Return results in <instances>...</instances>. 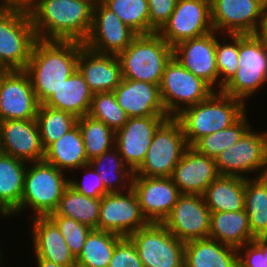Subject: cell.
I'll return each mask as SVG.
<instances>
[{
    "label": "cell",
    "mask_w": 267,
    "mask_h": 267,
    "mask_svg": "<svg viewBox=\"0 0 267 267\" xmlns=\"http://www.w3.org/2000/svg\"><path fill=\"white\" fill-rule=\"evenodd\" d=\"M0 244H1V243H0ZM1 248H2V246L0 245V266H1V267H4V266H2V265H4L2 262L5 261V260L2 259L3 256H4V255H3L4 253L2 252V249H1Z\"/></svg>",
    "instance_id": "52"
},
{
    "label": "cell",
    "mask_w": 267,
    "mask_h": 267,
    "mask_svg": "<svg viewBox=\"0 0 267 267\" xmlns=\"http://www.w3.org/2000/svg\"><path fill=\"white\" fill-rule=\"evenodd\" d=\"M88 115L102 121L115 132L128 120L126 112L117 103L113 91L94 93Z\"/></svg>",
    "instance_id": "41"
},
{
    "label": "cell",
    "mask_w": 267,
    "mask_h": 267,
    "mask_svg": "<svg viewBox=\"0 0 267 267\" xmlns=\"http://www.w3.org/2000/svg\"><path fill=\"white\" fill-rule=\"evenodd\" d=\"M101 198L82 195L70 185L64 191L57 209L49 215H63L73 218L97 230Z\"/></svg>",
    "instance_id": "34"
},
{
    "label": "cell",
    "mask_w": 267,
    "mask_h": 267,
    "mask_svg": "<svg viewBox=\"0 0 267 267\" xmlns=\"http://www.w3.org/2000/svg\"><path fill=\"white\" fill-rule=\"evenodd\" d=\"M267 6V0H260Z\"/></svg>",
    "instance_id": "53"
},
{
    "label": "cell",
    "mask_w": 267,
    "mask_h": 267,
    "mask_svg": "<svg viewBox=\"0 0 267 267\" xmlns=\"http://www.w3.org/2000/svg\"><path fill=\"white\" fill-rule=\"evenodd\" d=\"M122 238L112 232L93 229L76 258V267H108L116 244Z\"/></svg>",
    "instance_id": "35"
},
{
    "label": "cell",
    "mask_w": 267,
    "mask_h": 267,
    "mask_svg": "<svg viewBox=\"0 0 267 267\" xmlns=\"http://www.w3.org/2000/svg\"><path fill=\"white\" fill-rule=\"evenodd\" d=\"M248 104L221 91L183 109L175 118L180 122L188 146L203 136L213 134L234 124L246 111Z\"/></svg>",
    "instance_id": "3"
},
{
    "label": "cell",
    "mask_w": 267,
    "mask_h": 267,
    "mask_svg": "<svg viewBox=\"0 0 267 267\" xmlns=\"http://www.w3.org/2000/svg\"><path fill=\"white\" fill-rule=\"evenodd\" d=\"M77 124L83 138L85 153L89 161L115 147V131L102 121L85 115L78 118Z\"/></svg>",
    "instance_id": "37"
},
{
    "label": "cell",
    "mask_w": 267,
    "mask_h": 267,
    "mask_svg": "<svg viewBox=\"0 0 267 267\" xmlns=\"http://www.w3.org/2000/svg\"><path fill=\"white\" fill-rule=\"evenodd\" d=\"M78 118L69 112L39 105L36 122L45 150L77 124Z\"/></svg>",
    "instance_id": "36"
},
{
    "label": "cell",
    "mask_w": 267,
    "mask_h": 267,
    "mask_svg": "<svg viewBox=\"0 0 267 267\" xmlns=\"http://www.w3.org/2000/svg\"><path fill=\"white\" fill-rule=\"evenodd\" d=\"M117 57L122 78L159 86L173 48L157 32L138 34Z\"/></svg>",
    "instance_id": "5"
},
{
    "label": "cell",
    "mask_w": 267,
    "mask_h": 267,
    "mask_svg": "<svg viewBox=\"0 0 267 267\" xmlns=\"http://www.w3.org/2000/svg\"><path fill=\"white\" fill-rule=\"evenodd\" d=\"M108 193L124 192L132 187L134 173L126 166L117 149L113 147L89 162Z\"/></svg>",
    "instance_id": "32"
},
{
    "label": "cell",
    "mask_w": 267,
    "mask_h": 267,
    "mask_svg": "<svg viewBox=\"0 0 267 267\" xmlns=\"http://www.w3.org/2000/svg\"><path fill=\"white\" fill-rule=\"evenodd\" d=\"M212 31L210 0H177L169 20L157 33L173 48Z\"/></svg>",
    "instance_id": "13"
},
{
    "label": "cell",
    "mask_w": 267,
    "mask_h": 267,
    "mask_svg": "<svg viewBox=\"0 0 267 267\" xmlns=\"http://www.w3.org/2000/svg\"><path fill=\"white\" fill-rule=\"evenodd\" d=\"M30 164L28 163L25 173L20 207L10 218L21 215L20 213H24L28 208L32 210L29 219L47 217L57 209L64 191L69 186L68 175L54 165L44 160Z\"/></svg>",
    "instance_id": "4"
},
{
    "label": "cell",
    "mask_w": 267,
    "mask_h": 267,
    "mask_svg": "<svg viewBox=\"0 0 267 267\" xmlns=\"http://www.w3.org/2000/svg\"><path fill=\"white\" fill-rule=\"evenodd\" d=\"M113 92L128 118L168 116L158 85L122 78Z\"/></svg>",
    "instance_id": "23"
},
{
    "label": "cell",
    "mask_w": 267,
    "mask_h": 267,
    "mask_svg": "<svg viewBox=\"0 0 267 267\" xmlns=\"http://www.w3.org/2000/svg\"><path fill=\"white\" fill-rule=\"evenodd\" d=\"M188 144L180 122L167 118L154 133L142 165L133 176L171 177Z\"/></svg>",
    "instance_id": "8"
},
{
    "label": "cell",
    "mask_w": 267,
    "mask_h": 267,
    "mask_svg": "<svg viewBox=\"0 0 267 267\" xmlns=\"http://www.w3.org/2000/svg\"><path fill=\"white\" fill-rule=\"evenodd\" d=\"M34 0H0V7H18L28 9Z\"/></svg>",
    "instance_id": "47"
},
{
    "label": "cell",
    "mask_w": 267,
    "mask_h": 267,
    "mask_svg": "<svg viewBox=\"0 0 267 267\" xmlns=\"http://www.w3.org/2000/svg\"><path fill=\"white\" fill-rule=\"evenodd\" d=\"M36 260V265L37 267H65V266H60L58 264H56L55 262L43 259V258H39L38 256L34 257Z\"/></svg>",
    "instance_id": "48"
},
{
    "label": "cell",
    "mask_w": 267,
    "mask_h": 267,
    "mask_svg": "<svg viewBox=\"0 0 267 267\" xmlns=\"http://www.w3.org/2000/svg\"><path fill=\"white\" fill-rule=\"evenodd\" d=\"M239 69L221 92L247 104L267 84V46L259 34H238Z\"/></svg>",
    "instance_id": "6"
},
{
    "label": "cell",
    "mask_w": 267,
    "mask_h": 267,
    "mask_svg": "<svg viewBox=\"0 0 267 267\" xmlns=\"http://www.w3.org/2000/svg\"><path fill=\"white\" fill-rule=\"evenodd\" d=\"M8 71L9 70L0 61V74H4V73H6Z\"/></svg>",
    "instance_id": "51"
},
{
    "label": "cell",
    "mask_w": 267,
    "mask_h": 267,
    "mask_svg": "<svg viewBox=\"0 0 267 267\" xmlns=\"http://www.w3.org/2000/svg\"><path fill=\"white\" fill-rule=\"evenodd\" d=\"M96 0H34L28 8L37 39L84 43Z\"/></svg>",
    "instance_id": "1"
},
{
    "label": "cell",
    "mask_w": 267,
    "mask_h": 267,
    "mask_svg": "<svg viewBox=\"0 0 267 267\" xmlns=\"http://www.w3.org/2000/svg\"><path fill=\"white\" fill-rule=\"evenodd\" d=\"M108 267H143L136 246L129 237H123L116 244Z\"/></svg>",
    "instance_id": "44"
},
{
    "label": "cell",
    "mask_w": 267,
    "mask_h": 267,
    "mask_svg": "<svg viewBox=\"0 0 267 267\" xmlns=\"http://www.w3.org/2000/svg\"><path fill=\"white\" fill-rule=\"evenodd\" d=\"M247 111L231 126L213 134L203 136L192 147L200 154L216 158L223 150L234 145L253 125L247 118Z\"/></svg>",
    "instance_id": "38"
},
{
    "label": "cell",
    "mask_w": 267,
    "mask_h": 267,
    "mask_svg": "<svg viewBox=\"0 0 267 267\" xmlns=\"http://www.w3.org/2000/svg\"><path fill=\"white\" fill-rule=\"evenodd\" d=\"M28 163L0 152V216L10 217L22 199Z\"/></svg>",
    "instance_id": "26"
},
{
    "label": "cell",
    "mask_w": 267,
    "mask_h": 267,
    "mask_svg": "<svg viewBox=\"0 0 267 267\" xmlns=\"http://www.w3.org/2000/svg\"><path fill=\"white\" fill-rule=\"evenodd\" d=\"M149 4L150 34L158 32L169 20L177 0H147Z\"/></svg>",
    "instance_id": "45"
},
{
    "label": "cell",
    "mask_w": 267,
    "mask_h": 267,
    "mask_svg": "<svg viewBox=\"0 0 267 267\" xmlns=\"http://www.w3.org/2000/svg\"><path fill=\"white\" fill-rule=\"evenodd\" d=\"M137 34H150L147 0H100Z\"/></svg>",
    "instance_id": "39"
},
{
    "label": "cell",
    "mask_w": 267,
    "mask_h": 267,
    "mask_svg": "<svg viewBox=\"0 0 267 267\" xmlns=\"http://www.w3.org/2000/svg\"><path fill=\"white\" fill-rule=\"evenodd\" d=\"M77 69L93 94L112 92L122 80L121 65L117 55L97 53L85 45L80 48Z\"/></svg>",
    "instance_id": "24"
},
{
    "label": "cell",
    "mask_w": 267,
    "mask_h": 267,
    "mask_svg": "<svg viewBox=\"0 0 267 267\" xmlns=\"http://www.w3.org/2000/svg\"><path fill=\"white\" fill-rule=\"evenodd\" d=\"M211 212L203 195L181 194L163 221L167 230L181 242L209 237Z\"/></svg>",
    "instance_id": "16"
},
{
    "label": "cell",
    "mask_w": 267,
    "mask_h": 267,
    "mask_svg": "<svg viewBox=\"0 0 267 267\" xmlns=\"http://www.w3.org/2000/svg\"><path fill=\"white\" fill-rule=\"evenodd\" d=\"M259 35L264 39L265 44L267 46V13H266V17H265V20L263 22L262 28L259 32Z\"/></svg>",
    "instance_id": "50"
},
{
    "label": "cell",
    "mask_w": 267,
    "mask_h": 267,
    "mask_svg": "<svg viewBox=\"0 0 267 267\" xmlns=\"http://www.w3.org/2000/svg\"><path fill=\"white\" fill-rule=\"evenodd\" d=\"M216 33V31H212L180 42L173 47V57L188 71L207 82L215 91H219Z\"/></svg>",
    "instance_id": "20"
},
{
    "label": "cell",
    "mask_w": 267,
    "mask_h": 267,
    "mask_svg": "<svg viewBox=\"0 0 267 267\" xmlns=\"http://www.w3.org/2000/svg\"><path fill=\"white\" fill-rule=\"evenodd\" d=\"M0 152L27 163L43 161V147L36 119L0 121Z\"/></svg>",
    "instance_id": "21"
},
{
    "label": "cell",
    "mask_w": 267,
    "mask_h": 267,
    "mask_svg": "<svg viewBox=\"0 0 267 267\" xmlns=\"http://www.w3.org/2000/svg\"><path fill=\"white\" fill-rule=\"evenodd\" d=\"M137 35L100 0H96L91 30L83 45L97 53L118 55Z\"/></svg>",
    "instance_id": "15"
},
{
    "label": "cell",
    "mask_w": 267,
    "mask_h": 267,
    "mask_svg": "<svg viewBox=\"0 0 267 267\" xmlns=\"http://www.w3.org/2000/svg\"><path fill=\"white\" fill-rule=\"evenodd\" d=\"M209 238L239 249L254 241L245 209L235 212H211Z\"/></svg>",
    "instance_id": "29"
},
{
    "label": "cell",
    "mask_w": 267,
    "mask_h": 267,
    "mask_svg": "<svg viewBox=\"0 0 267 267\" xmlns=\"http://www.w3.org/2000/svg\"><path fill=\"white\" fill-rule=\"evenodd\" d=\"M131 188L149 223H163L181 195L171 177L133 176Z\"/></svg>",
    "instance_id": "18"
},
{
    "label": "cell",
    "mask_w": 267,
    "mask_h": 267,
    "mask_svg": "<svg viewBox=\"0 0 267 267\" xmlns=\"http://www.w3.org/2000/svg\"><path fill=\"white\" fill-rule=\"evenodd\" d=\"M85 171L84 178L80 181L75 179H69V185L73 187L76 191L91 198H101L103 195L108 194L106 191L103 182L100 179V175L95 171L92 165L89 163L87 165L82 166L75 171L78 172Z\"/></svg>",
    "instance_id": "43"
},
{
    "label": "cell",
    "mask_w": 267,
    "mask_h": 267,
    "mask_svg": "<svg viewBox=\"0 0 267 267\" xmlns=\"http://www.w3.org/2000/svg\"><path fill=\"white\" fill-rule=\"evenodd\" d=\"M255 241L263 248L265 260L267 262V237H258Z\"/></svg>",
    "instance_id": "49"
},
{
    "label": "cell",
    "mask_w": 267,
    "mask_h": 267,
    "mask_svg": "<svg viewBox=\"0 0 267 267\" xmlns=\"http://www.w3.org/2000/svg\"><path fill=\"white\" fill-rule=\"evenodd\" d=\"M77 41L37 39L25 68L39 104H44L77 69Z\"/></svg>",
    "instance_id": "2"
},
{
    "label": "cell",
    "mask_w": 267,
    "mask_h": 267,
    "mask_svg": "<svg viewBox=\"0 0 267 267\" xmlns=\"http://www.w3.org/2000/svg\"><path fill=\"white\" fill-rule=\"evenodd\" d=\"M210 212L244 210L245 178L219 175L203 194Z\"/></svg>",
    "instance_id": "31"
},
{
    "label": "cell",
    "mask_w": 267,
    "mask_h": 267,
    "mask_svg": "<svg viewBox=\"0 0 267 267\" xmlns=\"http://www.w3.org/2000/svg\"><path fill=\"white\" fill-rule=\"evenodd\" d=\"M244 209L253 236L267 237V175L245 178Z\"/></svg>",
    "instance_id": "33"
},
{
    "label": "cell",
    "mask_w": 267,
    "mask_h": 267,
    "mask_svg": "<svg viewBox=\"0 0 267 267\" xmlns=\"http://www.w3.org/2000/svg\"><path fill=\"white\" fill-rule=\"evenodd\" d=\"M162 103L169 117L207 99L215 90L172 57L159 85Z\"/></svg>",
    "instance_id": "10"
},
{
    "label": "cell",
    "mask_w": 267,
    "mask_h": 267,
    "mask_svg": "<svg viewBox=\"0 0 267 267\" xmlns=\"http://www.w3.org/2000/svg\"><path fill=\"white\" fill-rule=\"evenodd\" d=\"M220 35L221 39H219ZM238 58V34H220L217 32L216 65L219 74V91L234 77L239 69Z\"/></svg>",
    "instance_id": "40"
},
{
    "label": "cell",
    "mask_w": 267,
    "mask_h": 267,
    "mask_svg": "<svg viewBox=\"0 0 267 267\" xmlns=\"http://www.w3.org/2000/svg\"><path fill=\"white\" fill-rule=\"evenodd\" d=\"M167 118L169 116L128 118L115 132V146L133 173L142 165L154 133Z\"/></svg>",
    "instance_id": "19"
},
{
    "label": "cell",
    "mask_w": 267,
    "mask_h": 267,
    "mask_svg": "<svg viewBox=\"0 0 267 267\" xmlns=\"http://www.w3.org/2000/svg\"><path fill=\"white\" fill-rule=\"evenodd\" d=\"M220 175L251 178L267 174V130L254 131L251 126L231 147L215 158ZM247 174V175H246Z\"/></svg>",
    "instance_id": "9"
},
{
    "label": "cell",
    "mask_w": 267,
    "mask_h": 267,
    "mask_svg": "<svg viewBox=\"0 0 267 267\" xmlns=\"http://www.w3.org/2000/svg\"><path fill=\"white\" fill-rule=\"evenodd\" d=\"M148 224L132 188L101 197L97 230L128 237Z\"/></svg>",
    "instance_id": "14"
},
{
    "label": "cell",
    "mask_w": 267,
    "mask_h": 267,
    "mask_svg": "<svg viewBox=\"0 0 267 267\" xmlns=\"http://www.w3.org/2000/svg\"><path fill=\"white\" fill-rule=\"evenodd\" d=\"M36 40L28 9L0 7V61L8 70H25Z\"/></svg>",
    "instance_id": "7"
},
{
    "label": "cell",
    "mask_w": 267,
    "mask_h": 267,
    "mask_svg": "<svg viewBox=\"0 0 267 267\" xmlns=\"http://www.w3.org/2000/svg\"><path fill=\"white\" fill-rule=\"evenodd\" d=\"M184 267H239L238 250L212 238L185 243Z\"/></svg>",
    "instance_id": "27"
},
{
    "label": "cell",
    "mask_w": 267,
    "mask_h": 267,
    "mask_svg": "<svg viewBox=\"0 0 267 267\" xmlns=\"http://www.w3.org/2000/svg\"><path fill=\"white\" fill-rule=\"evenodd\" d=\"M128 237L135 244L143 267H184L185 243L162 223H149Z\"/></svg>",
    "instance_id": "11"
},
{
    "label": "cell",
    "mask_w": 267,
    "mask_h": 267,
    "mask_svg": "<svg viewBox=\"0 0 267 267\" xmlns=\"http://www.w3.org/2000/svg\"><path fill=\"white\" fill-rule=\"evenodd\" d=\"M44 161L67 174L89 164L78 124L45 150Z\"/></svg>",
    "instance_id": "30"
},
{
    "label": "cell",
    "mask_w": 267,
    "mask_h": 267,
    "mask_svg": "<svg viewBox=\"0 0 267 267\" xmlns=\"http://www.w3.org/2000/svg\"><path fill=\"white\" fill-rule=\"evenodd\" d=\"M39 102L24 70L0 76V121L36 119Z\"/></svg>",
    "instance_id": "17"
},
{
    "label": "cell",
    "mask_w": 267,
    "mask_h": 267,
    "mask_svg": "<svg viewBox=\"0 0 267 267\" xmlns=\"http://www.w3.org/2000/svg\"><path fill=\"white\" fill-rule=\"evenodd\" d=\"M219 175L214 158L202 155L189 146L175 166L171 178L181 194L203 195Z\"/></svg>",
    "instance_id": "22"
},
{
    "label": "cell",
    "mask_w": 267,
    "mask_h": 267,
    "mask_svg": "<svg viewBox=\"0 0 267 267\" xmlns=\"http://www.w3.org/2000/svg\"><path fill=\"white\" fill-rule=\"evenodd\" d=\"M239 267H267L263 248L254 240L238 249Z\"/></svg>",
    "instance_id": "46"
},
{
    "label": "cell",
    "mask_w": 267,
    "mask_h": 267,
    "mask_svg": "<svg viewBox=\"0 0 267 267\" xmlns=\"http://www.w3.org/2000/svg\"><path fill=\"white\" fill-rule=\"evenodd\" d=\"M29 221L34 256L60 266L76 267V258L57 226L48 217H33Z\"/></svg>",
    "instance_id": "25"
},
{
    "label": "cell",
    "mask_w": 267,
    "mask_h": 267,
    "mask_svg": "<svg viewBox=\"0 0 267 267\" xmlns=\"http://www.w3.org/2000/svg\"><path fill=\"white\" fill-rule=\"evenodd\" d=\"M47 217L57 226L71 253L77 258L82 252L87 236L93 229L63 215H48Z\"/></svg>",
    "instance_id": "42"
},
{
    "label": "cell",
    "mask_w": 267,
    "mask_h": 267,
    "mask_svg": "<svg viewBox=\"0 0 267 267\" xmlns=\"http://www.w3.org/2000/svg\"><path fill=\"white\" fill-rule=\"evenodd\" d=\"M213 30L221 34H259L267 13L260 0H210Z\"/></svg>",
    "instance_id": "12"
},
{
    "label": "cell",
    "mask_w": 267,
    "mask_h": 267,
    "mask_svg": "<svg viewBox=\"0 0 267 267\" xmlns=\"http://www.w3.org/2000/svg\"><path fill=\"white\" fill-rule=\"evenodd\" d=\"M92 98L93 92L83 75L76 69L43 105L69 112L80 118L88 115Z\"/></svg>",
    "instance_id": "28"
}]
</instances>
